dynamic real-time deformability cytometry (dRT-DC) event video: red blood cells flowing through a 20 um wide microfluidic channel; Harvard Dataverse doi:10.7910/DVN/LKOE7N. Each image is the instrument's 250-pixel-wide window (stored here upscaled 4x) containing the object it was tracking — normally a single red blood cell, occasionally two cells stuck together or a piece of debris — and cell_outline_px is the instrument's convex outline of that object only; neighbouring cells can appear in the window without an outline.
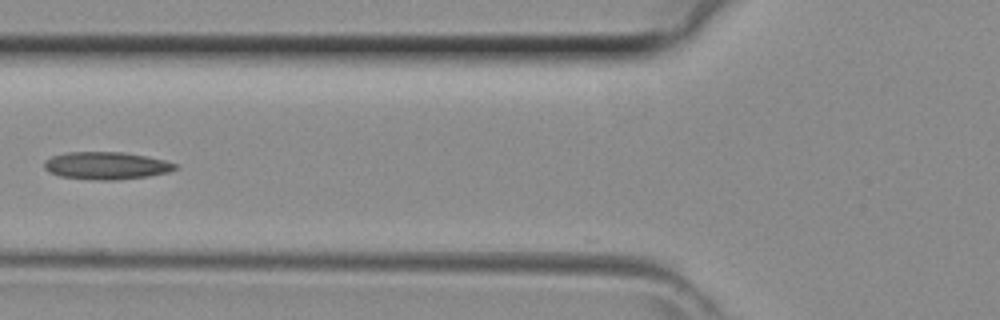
{"species": "common noctule bat (a hibernating species)", "species_latin": "Nyctalus noctula", "temperature_condition": "room temperature", "stored_images_in_passage": 7, "camera_frame_rate_fps": 3000, "um_per_image_px": 0.085, "animal": {"sex": "female", "body_mass_g": 29.2, "forearm_length_mm": 56.3}, "frame": {"image": 1, "passage_image": 2, "time_ms": 0.333, "image_size_px": [1000, 320], "cell_outline_px": [[180, 168], [168, 172], [148, 176], [116, 180], [88, 180], [60, 176], [48, 172], [44, 168], [44, 160], [52, 156], [68, 152], [124, 152], [164, 160], [180, 164]], "centroid_in_image_um": [9.04, 14.08], "position_along_channel_um": 116.8, "area_um2": 21.21}}
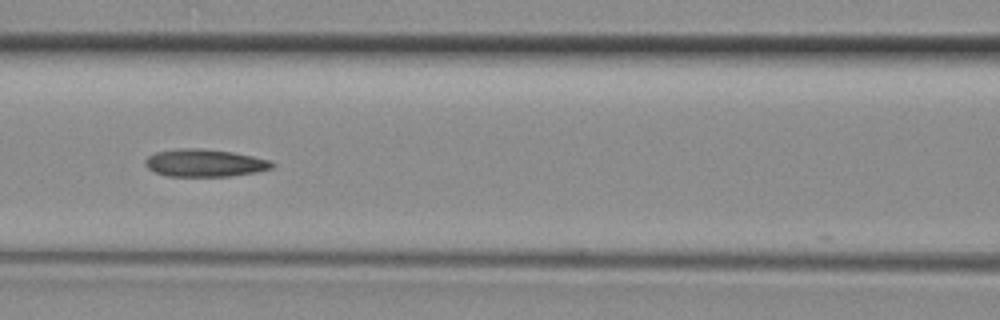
{"frame": {"image": 2, "passage_image": 4, "time_ms": 1.0, "image_size_px": [1000, 320], "cell_outline_px": [[276, 164], [272, 168], [256, 172], [228, 176], [168, 176], [156, 172], [148, 168], [144, 164], [144, 160], [148, 156], [156, 152], [176, 148], [200, 148], [232, 152], [272, 160]], "centroid_in_image_um": [17.4, 13.84], "position_along_channel_um": 149.2, "area_um2": 20.4}}
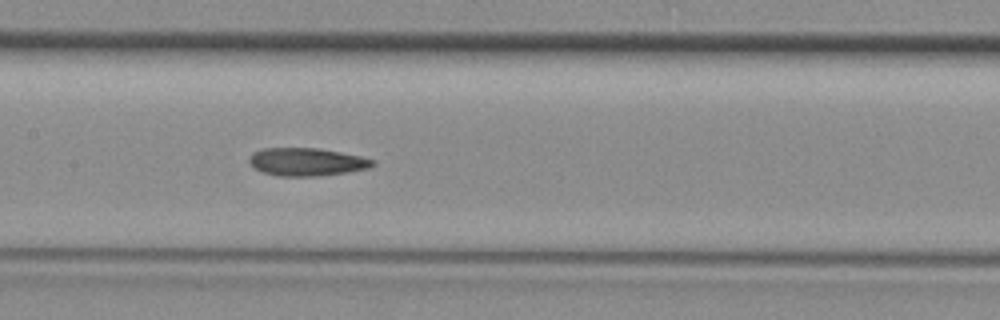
{"frame": {"image": 3, "passage_image": 6, "time_ms": 1.667, "image_size_px": [1000, 320], "cell_outline_px": [[376, 164], [372, 168], [348, 172], [320, 176], [276, 176], [264, 172], [256, 168], [248, 160], [248, 156], [252, 152], [264, 148], [320, 148], [360, 156], [376, 160]], "centroid_in_image_um": [26.11, 13.76], "position_along_channel_um": 181.3, "area_um2": 20.29}}